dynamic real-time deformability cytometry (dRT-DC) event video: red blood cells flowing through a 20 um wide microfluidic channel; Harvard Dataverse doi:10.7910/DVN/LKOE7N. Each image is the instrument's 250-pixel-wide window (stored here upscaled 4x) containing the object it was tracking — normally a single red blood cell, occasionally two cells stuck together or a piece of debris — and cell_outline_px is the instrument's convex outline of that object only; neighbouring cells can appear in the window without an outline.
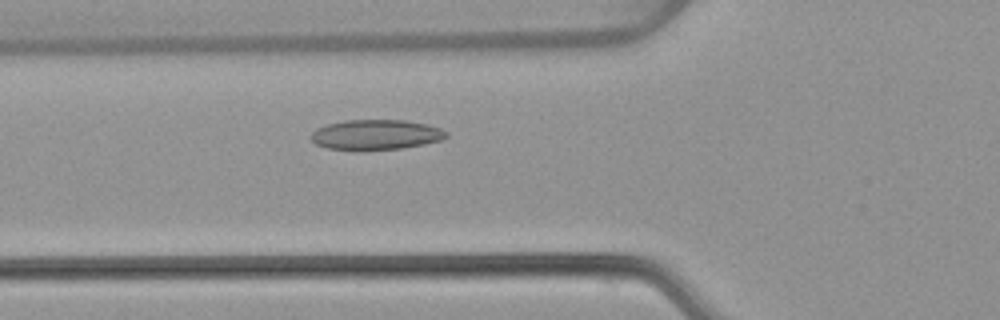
{"species": "common noctule bat (a hibernating species)", "species_latin": "Nyctalus noctula", "temperature_condition": "warm", "stored_images_in_passage": 33, "camera_frame_rate_fps": 3000, "um_per_image_px": 0.085, "animal": {"sex": "female", "body_mass_g": 22.7, "forearm_length_mm": 54.2}, "frame": {"image": 1, "passage_image": 7, "time_ms": 2.0, "image_size_px": [1000, 320], "cell_outline_px": [[448, 136], [440, 140], [424, 144], [400, 148], [364, 152], [328, 148], [316, 144], [308, 136], [316, 128], [328, 124], [344, 120], [404, 120], [428, 124], [440, 128], [448, 132]], "centroid_in_image_um": [31.92, 11.47], "position_along_channel_um": 93.9, "area_um2": 24.22}}
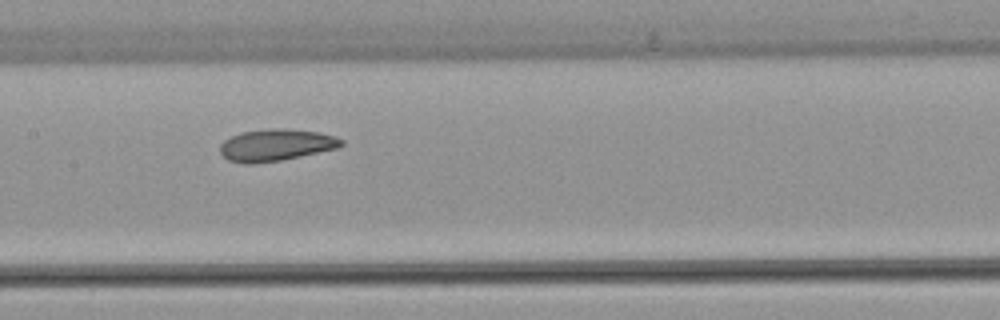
{"frame": {"image": 2, "passage_image": 14, "time_ms": 4.333, "image_size_px": [1000, 320], "cell_outline_px": [[344, 144], [340, 148], [280, 160], [252, 164], [244, 164], [228, 160], [220, 152], [220, 144], [224, 140], [240, 132], [268, 128], [284, 128], [316, 132], [336, 136], [344, 140]], "centroid_in_image_um": [23.47, 12.32], "position_along_channel_um": 183.9, "area_um2": 22.66}}
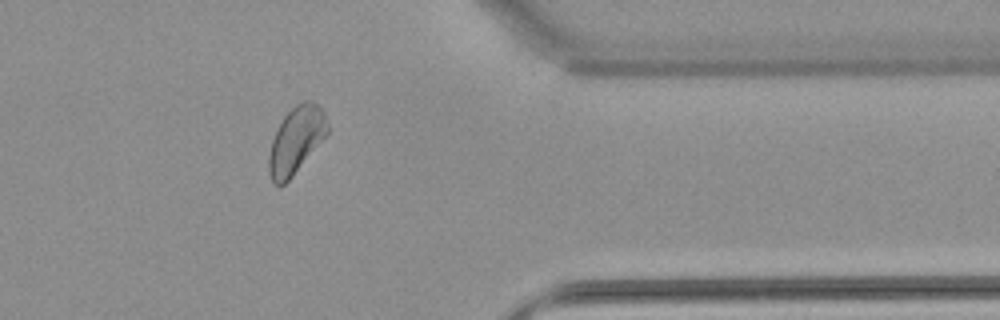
{"frame": {"image": 3, "passage_image": 31, "time_ms": 10.0, "image_size_px": [1000, 320], "cell_outline_px": [[328, 132], [292, 176], [280, 188], [272, 180], [268, 172], [268, 156], [272, 140], [284, 116], [296, 104], [304, 100], [312, 100], [324, 112], [328, 124]], "centroid_in_image_um": [25.15, 11.91], "position_along_channel_um": 386.3, "area_um2": 22.37}, "authors_computed_cell_mechanics": {"area_um2": 22.3686, "velocity_mm_per_s": 3.8417, "shape_relaxation_time_tau1_ms": null, "shape_relaxation_time_tau2_ms": 3.092, "deformation_change_tau1": null, "deformation_change_tau2": 0.0882}}